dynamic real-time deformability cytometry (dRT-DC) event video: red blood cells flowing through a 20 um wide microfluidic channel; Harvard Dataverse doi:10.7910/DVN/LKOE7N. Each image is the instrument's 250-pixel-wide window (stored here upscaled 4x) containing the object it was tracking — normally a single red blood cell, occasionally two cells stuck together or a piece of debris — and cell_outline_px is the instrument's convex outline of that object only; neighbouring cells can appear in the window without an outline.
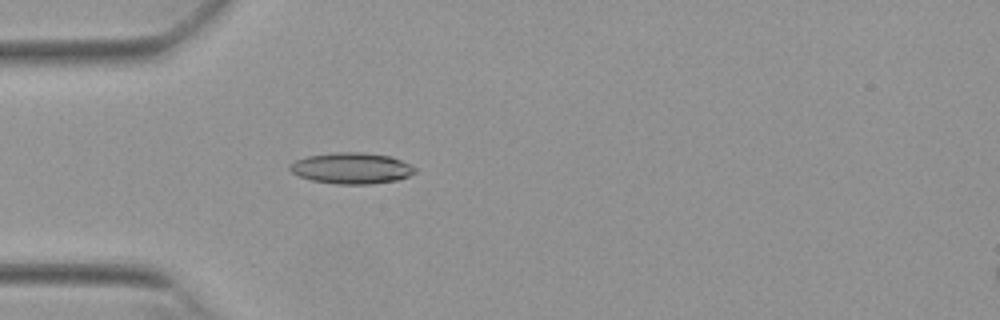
{"species": "Egyptian fruit bat (a non-hibernating species)", "species_latin": "Rousettus aegyptiacus", "temperature_condition": "warm", "stored_images_in_passage": 53, "camera_frame_rate_fps": 3000, "um_per_image_px": 0.085, "animal": {"sex": "female"}, "frame": {"image": 1, "passage_image": 16, "time_ms": 5.0, "image_size_px": [1000, 320], "cell_outline_px": [[416, 172], [408, 176], [396, 180], [372, 184], [336, 184], [312, 180], [300, 176], [292, 172], [288, 168], [288, 164], [296, 160], [308, 156], [336, 152], [364, 152], [392, 156], [416, 168]], "centroid_in_image_um": [29.87, 14.29], "position_along_channel_um": 55.1, "area_um2": 22.66}}
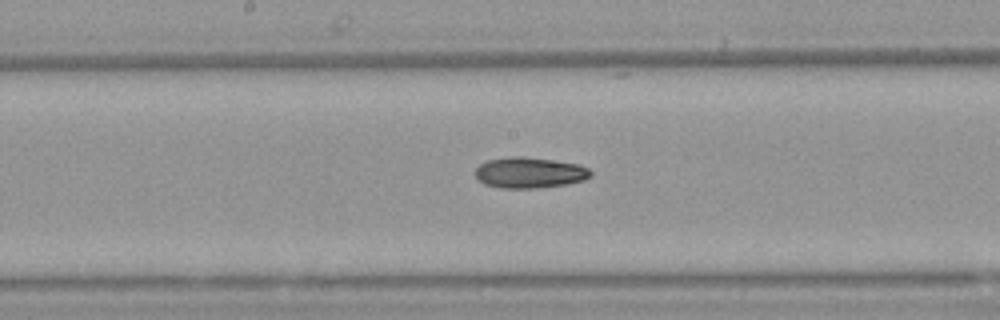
{"frame": {"image": 2, "passage_image": 28, "time_ms": 9.0, "image_size_px": [1000, 320], "cell_outline_px": [[592, 176], [584, 180], [564, 184], [536, 188], [500, 188], [484, 184], [476, 180], [476, 168], [480, 164], [488, 160], [512, 156], [524, 156], [580, 164], [588, 168], [592, 172]], "centroid_in_image_um": [45.0, 14.67], "position_along_channel_um": 203.2, "area_um2": 20.81}}
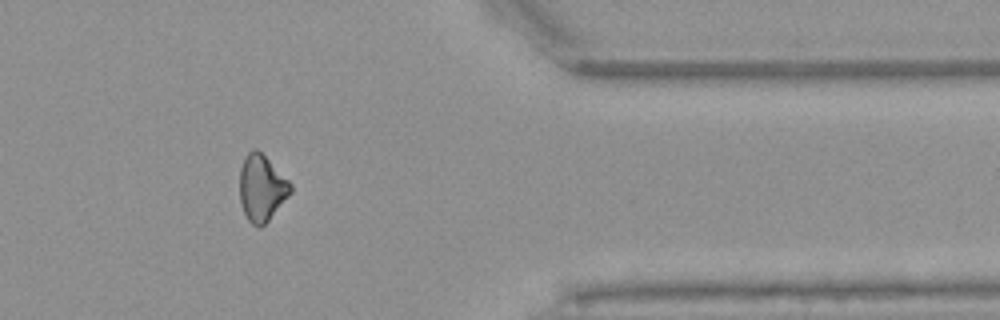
{"frame": {"image": 3, "passage_image": 44, "time_ms": 14.333, "image_size_px": [1000, 320], "cell_outline_px": [[292, 192], [268, 220], [260, 228], [252, 224], [248, 220], [244, 212], [240, 200], [240, 168], [244, 156], [252, 148], [256, 148], [292, 184]], "centroid_in_image_um": [22.23, 15.97], "position_along_channel_um": 389.2, "area_um2": 19.42}}